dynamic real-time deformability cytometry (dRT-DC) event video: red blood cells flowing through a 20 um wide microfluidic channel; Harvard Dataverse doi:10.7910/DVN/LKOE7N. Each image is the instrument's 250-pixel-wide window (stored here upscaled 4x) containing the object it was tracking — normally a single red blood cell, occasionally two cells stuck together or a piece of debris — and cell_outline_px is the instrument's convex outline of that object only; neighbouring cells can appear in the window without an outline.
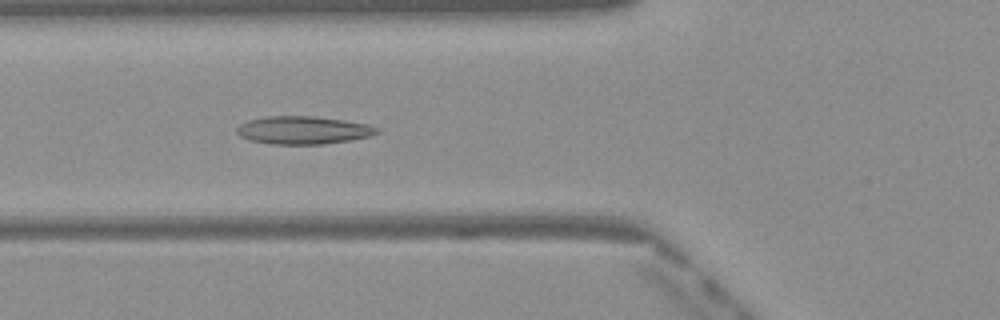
{"species": "Egyptian fruit bat (a non-hibernating species)", "species_latin": "Rousettus aegyptiacus", "temperature_condition": "warm", "stored_images_in_passage": 49, "camera_frame_rate_fps": 3000, "um_per_image_px": 0.085, "frame": {"image": 1, "passage_image": 18, "time_ms": 5.667, "image_size_px": [1000, 320], "cell_outline_px": [[380, 132], [368, 136], [348, 140], [324, 144], [272, 144], [248, 140], [240, 136], [236, 132], [236, 128], [240, 124], [248, 120], [264, 116], [316, 116], [344, 120], [368, 124], [380, 128]], "centroid_in_image_um": [25.75, 11.05], "position_along_channel_um": 100.1, "area_um2": 22.89}}
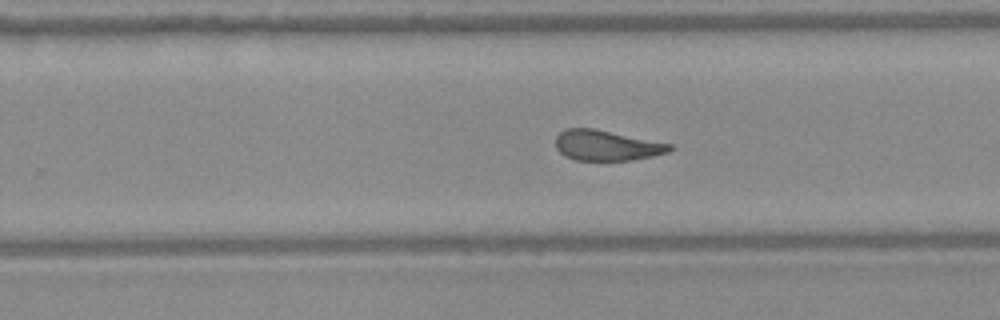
{"frame": {"image": 2, "passage_image": 31, "time_ms": 10.0, "image_size_px": [1000, 320], "cell_outline_px": [[672, 148], [668, 152], [652, 156], [628, 160], [576, 160], [564, 156], [556, 148], [556, 136], [560, 132], [568, 128], [596, 128], [672, 144]], "centroid_in_image_um": [51.54, 12.35], "position_along_channel_um": 278.3, "area_um2": 20.17}}
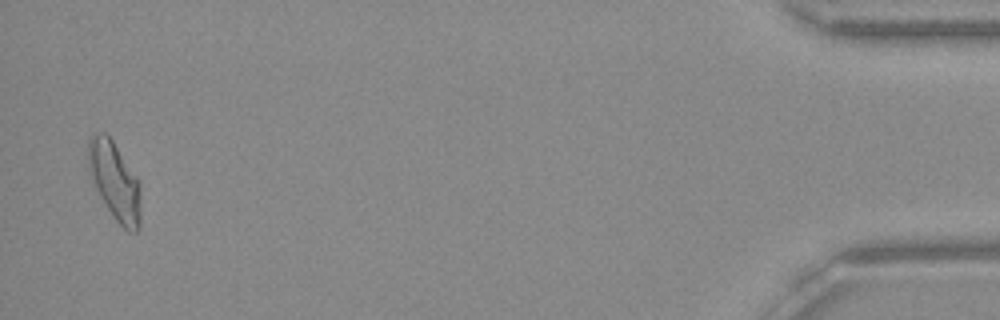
{"frame": {"image": 3, "passage_image": 48, "time_ms": 15.667, "image_size_px": [1000, 320], "cell_outline_px": [[140, 228], [136, 232], [128, 232], [116, 220], [100, 196], [96, 188], [92, 176], [88, 160], [88, 140], [92, 132], [104, 132], [112, 140], [140, 180]], "centroid_in_image_um": [9.78, 15.38], "position_along_channel_um": 425.4, "area_um2": 23.76}, "authors_computed_cell_mechanics": {"area_um2": 22.1374, "velocity_mm_per_s": 4.1046, "shape_relaxation_time_tau1_ms": null, "shape_relaxation_time_tau2_ms": 1.6822, "deformation_change_tau1": null, "deformation_change_tau2": 0.0903}}